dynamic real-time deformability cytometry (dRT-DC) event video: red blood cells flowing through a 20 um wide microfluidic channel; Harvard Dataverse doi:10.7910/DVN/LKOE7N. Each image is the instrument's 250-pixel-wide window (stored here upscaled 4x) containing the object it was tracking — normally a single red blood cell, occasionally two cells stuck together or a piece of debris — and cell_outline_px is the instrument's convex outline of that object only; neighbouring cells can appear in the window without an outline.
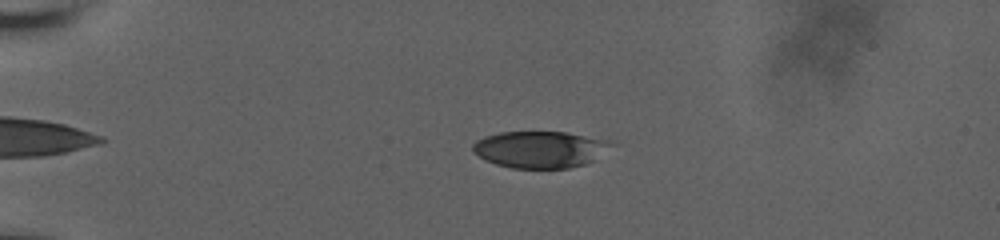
{"species": "human", "species_latin": "Homo sapiens", "temperature_condition": "room temperature", "stored_images_in_passage": 13, "camera_frame_rate_fps": 3000, "um_per_image_px": 0.085, "donor": {"sex": "male"}, "frame": {"image": 1, "passage_image": 3, "time_ms": 0.667, "image_size_px": [1000, 240], "cell_outline_px": [[616, 144], [592, 160], [584, 164], [568, 168], [512, 168], [496, 164], [480, 156], [472, 148], [472, 144], [476, 140], [484, 136], [500, 132], [564, 132], [608, 140]], "centroid_in_image_um": [45.9, 12.69], "position_along_channel_um": 39.1, "area_um2": 29.3}}